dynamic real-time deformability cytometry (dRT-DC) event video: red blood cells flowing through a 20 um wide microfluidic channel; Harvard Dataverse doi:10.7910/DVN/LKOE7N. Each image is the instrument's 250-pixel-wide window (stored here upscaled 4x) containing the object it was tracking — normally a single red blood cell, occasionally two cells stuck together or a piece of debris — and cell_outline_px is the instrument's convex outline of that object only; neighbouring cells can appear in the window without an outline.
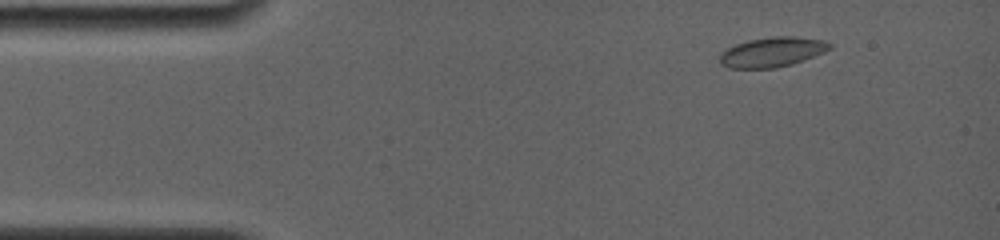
{"species": "common noctule bat (a hibernating species)", "species_latin": "Nyctalus noctula", "temperature_condition": "room temperature", "stored_images_in_passage": 10, "camera_frame_rate_fps": 4000, "um_per_image_px": 0.085, "animal": {"sex": "female", "body_mass_g": 19.0, "forearm_length_mm": 56.7}, "frame": {"image": 1, "passage_image": 3, "time_ms": 1.5, "image_size_px": [1000, 240], "cell_outline_px": [[832, 48], [824, 52], [792, 64], [776, 68], [728, 68], [720, 64], [720, 56], [728, 48], [736, 44], [748, 40], [776, 36], [796, 36], [824, 40], [832, 44]], "centroid_in_image_um": [65.66, 4.42], "position_along_channel_um": 19.3, "area_um2": 19.02}}
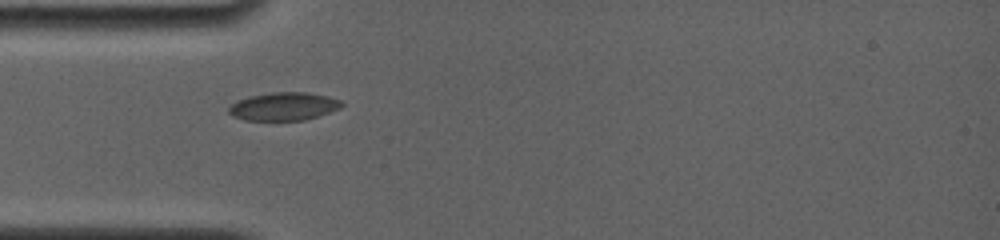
{"frame": {"image": 2, "passage_image": 7, "time_ms": 4.5, "image_size_px": [1000, 240], "cell_outline_px": [[344, 104], [340, 108], [304, 120], [244, 120], [232, 116], [228, 112], [228, 108], [236, 100], [248, 96], [272, 92], [308, 92], [328, 96], [340, 100]], "centroid_in_image_um": [24.08, 9.03], "position_along_channel_um": 60.9, "area_um2": 18.5}}
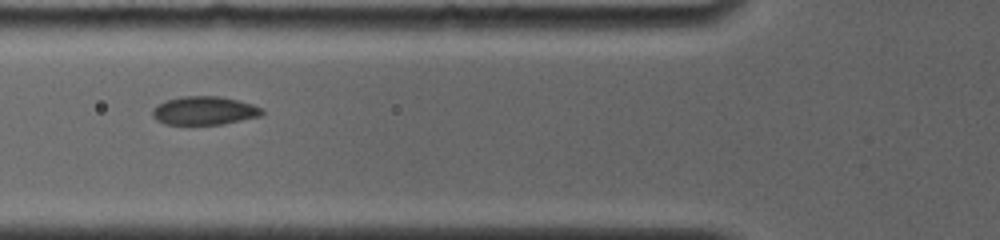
{"frame": {"image": 3, "passage_image": 9, "time_ms": 5.75, "image_size_px": [1000, 240], "cell_outline_px": [[264, 112], [260, 116], [220, 124], [164, 124], [156, 120], [152, 116], [152, 108], [164, 100], [180, 96], [220, 96], [252, 104], [260, 108]], "centroid_in_image_um": [17.3, 9.39], "position_along_channel_um": 108.5, "area_um2": 18.09}}